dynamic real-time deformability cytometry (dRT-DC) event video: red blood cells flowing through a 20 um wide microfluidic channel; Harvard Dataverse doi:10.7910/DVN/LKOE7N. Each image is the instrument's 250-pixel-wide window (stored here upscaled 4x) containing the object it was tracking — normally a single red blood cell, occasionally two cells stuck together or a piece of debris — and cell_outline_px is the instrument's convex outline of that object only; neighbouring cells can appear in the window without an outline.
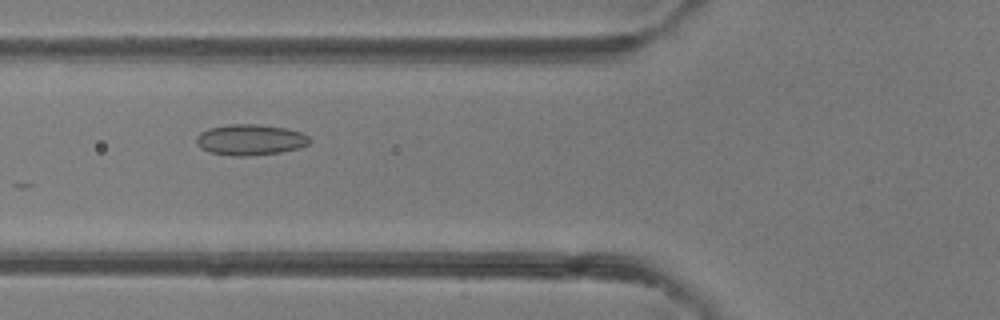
{"species": "common noctule bat (a hibernating species)", "species_latin": "Nyctalus noctula", "temperature_condition": "room temperature", "stored_images_in_passage": 5, "camera_frame_rate_fps": 3000, "um_per_image_px": 0.085, "animal": {"sex": "female"}, "frame": {"image": 1, "passage_image": 5, "time_ms": 4.667, "image_size_px": [1000, 320], "cell_outline_px": [[312, 140], [308, 144], [300, 148], [280, 152], [248, 156], [232, 156], [208, 152], [196, 144], [196, 136], [200, 132], [208, 128], [228, 124], [260, 124], [288, 128], [300, 132], [308, 136]], "centroid_in_image_um": [21.27, 11.87], "position_along_channel_um": 104.5, "area_um2": 20.63}}